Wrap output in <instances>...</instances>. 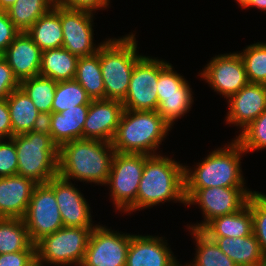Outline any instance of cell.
<instances>
[{"label": "cell", "instance_id": "cell-1", "mask_svg": "<svg viewBox=\"0 0 266 266\" xmlns=\"http://www.w3.org/2000/svg\"><path fill=\"white\" fill-rule=\"evenodd\" d=\"M112 143L95 139H77L59 148L58 175L106 185L114 155Z\"/></svg>", "mask_w": 266, "mask_h": 266}, {"label": "cell", "instance_id": "cell-2", "mask_svg": "<svg viewBox=\"0 0 266 266\" xmlns=\"http://www.w3.org/2000/svg\"><path fill=\"white\" fill-rule=\"evenodd\" d=\"M171 200L186 205L184 166L167 156L149 155L138 186L137 209Z\"/></svg>", "mask_w": 266, "mask_h": 266}, {"label": "cell", "instance_id": "cell-3", "mask_svg": "<svg viewBox=\"0 0 266 266\" xmlns=\"http://www.w3.org/2000/svg\"><path fill=\"white\" fill-rule=\"evenodd\" d=\"M170 128L157 111L124 109L111 143L118 153L155 155Z\"/></svg>", "mask_w": 266, "mask_h": 266}, {"label": "cell", "instance_id": "cell-4", "mask_svg": "<svg viewBox=\"0 0 266 266\" xmlns=\"http://www.w3.org/2000/svg\"><path fill=\"white\" fill-rule=\"evenodd\" d=\"M12 139L18 161L17 175L36 184L48 183L58 175L59 148L45 127L14 135Z\"/></svg>", "mask_w": 266, "mask_h": 266}, {"label": "cell", "instance_id": "cell-5", "mask_svg": "<svg viewBox=\"0 0 266 266\" xmlns=\"http://www.w3.org/2000/svg\"><path fill=\"white\" fill-rule=\"evenodd\" d=\"M134 34L120 39H106L100 44V68L104 81L105 99L123 102L129 88L137 54Z\"/></svg>", "mask_w": 266, "mask_h": 266}, {"label": "cell", "instance_id": "cell-6", "mask_svg": "<svg viewBox=\"0 0 266 266\" xmlns=\"http://www.w3.org/2000/svg\"><path fill=\"white\" fill-rule=\"evenodd\" d=\"M243 153L241 145L233 140L209 154L194 172L184 165L185 188L245 187L240 167Z\"/></svg>", "mask_w": 266, "mask_h": 266}, {"label": "cell", "instance_id": "cell-7", "mask_svg": "<svg viewBox=\"0 0 266 266\" xmlns=\"http://www.w3.org/2000/svg\"><path fill=\"white\" fill-rule=\"evenodd\" d=\"M149 155L114 152L106 184L110 186L115 209L122 212L137 210L138 186Z\"/></svg>", "mask_w": 266, "mask_h": 266}, {"label": "cell", "instance_id": "cell-8", "mask_svg": "<svg viewBox=\"0 0 266 266\" xmlns=\"http://www.w3.org/2000/svg\"><path fill=\"white\" fill-rule=\"evenodd\" d=\"M93 228L63 226L39 240L36 255L46 263L80 266Z\"/></svg>", "mask_w": 266, "mask_h": 266}, {"label": "cell", "instance_id": "cell-9", "mask_svg": "<svg viewBox=\"0 0 266 266\" xmlns=\"http://www.w3.org/2000/svg\"><path fill=\"white\" fill-rule=\"evenodd\" d=\"M245 187L185 188L186 205L198 204L204 221L188 229L201 230L209 221L242 209L252 194Z\"/></svg>", "mask_w": 266, "mask_h": 266}, {"label": "cell", "instance_id": "cell-10", "mask_svg": "<svg viewBox=\"0 0 266 266\" xmlns=\"http://www.w3.org/2000/svg\"><path fill=\"white\" fill-rule=\"evenodd\" d=\"M187 82L182 75L173 71L171 64L159 60L157 112L170 126L190 111L193 96Z\"/></svg>", "mask_w": 266, "mask_h": 266}, {"label": "cell", "instance_id": "cell-11", "mask_svg": "<svg viewBox=\"0 0 266 266\" xmlns=\"http://www.w3.org/2000/svg\"><path fill=\"white\" fill-rule=\"evenodd\" d=\"M22 219L33 244L64 226L54 190L47 183L35 186Z\"/></svg>", "mask_w": 266, "mask_h": 266}, {"label": "cell", "instance_id": "cell-12", "mask_svg": "<svg viewBox=\"0 0 266 266\" xmlns=\"http://www.w3.org/2000/svg\"><path fill=\"white\" fill-rule=\"evenodd\" d=\"M159 59L142 56L134 66L127 95L122 102L124 109L157 111V82Z\"/></svg>", "mask_w": 266, "mask_h": 266}, {"label": "cell", "instance_id": "cell-13", "mask_svg": "<svg viewBox=\"0 0 266 266\" xmlns=\"http://www.w3.org/2000/svg\"><path fill=\"white\" fill-rule=\"evenodd\" d=\"M95 225L80 266H125L132 235Z\"/></svg>", "mask_w": 266, "mask_h": 266}, {"label": "cell", "instance_id": "cell-14", "mask_svg": "<svg viewBox=\"0 0 266 266\" xmlns=\"http://www.w3.org/2000/svg\"><path fill=\"white\" fill-rule=\"evenodd\" d=\"M200 74L214 91L227 99L249 83L243 60L236 52L213 57Z\"/></svg>", "mask_w": 266, "mask_h": 266}, {"label": "cell", "instance_id": "cell-15", "mask_svg": "<svg viewBox=\"0 0 266 266\" xmlns=\"http://www.w3.org/2000/svg\"><path fill=\"white\" fill-rule=\"evenodd\" d=\"M92 18L93 12L61 7L62 47L78 58L94 55L100 48L93 42Z\"/></svg>", "mask_w": 266, "mask_h": 266}, {"label": "cell", "instance_id": "cell-16", "mask_svg": "<svg viewBox=\"0 0 266 266\" xmlns=\"http://www.w3.org/2000/svg\"><path fill=\"white\" fill-rule=\"evenodd\" d=\"M55 193L63 225L65 227L94 228L90 207L79 190L59 175L47 183Z\"/></svg>", "mask_w": 266, "mask_h": 266}, {"label": "cell", "instance_id": "cell-17", "mask_svg": "<svg viewBox=\"0 0 266 266\" xmlns=\"http://www.w3.org/2000/svg\"><path fill=\"white\" fill-rule=\"evenodd\" d=\"M124 111L122 102L116 100H91L83 127V139L111 143Z\"/></svg>", "mask_w": 266, "mask_h": 266}, {"label": "cell", "instance_id": "cell-18", "mask_svg": "<svg viewBox=\"0 0 266 266\" xmlns=\"http://www.w3.org/2000/svg\"><path fill=\"white\" fill-rule=\"evenodd\" d=\"M228 99L227 124L243 130L266 110V85L248 83Z\"/></svg>", "mask_w": 266, "mask_h": 266}, {"label": "cell", "instance_id": "cell-19", "mask_svg": "<svg viewBox=\"0 0 266 266\" xmlns=\"http://www.w3.org/2000/svg\"><path fill=\"white\" fill-rule=\"evenodd\" d=\"M2 57L7 61L19 82L39 75L42 50L27 32H20Z\"/></svg>", "mask_w": 266, "mask_h": 266}, {"label": "cell", "instance_id": "cell-20", "mask_svg": "<svg viewBox=\"0 0 266 266\" xmlns=\"http://www.w3.org/2000/svg\"><path fill=\"white\" fill-rule=\"evenodd\" d=\"M162 237L132 235L125 266H179Z\"/></svg>", "mask_w": 266, "mask_h": 266}, {"label": "cell", "instance_id": "cell-21", "mask_svg": "<svg viewBox=\"0 0 266 266\" xmlns=\"http://www.w3.org/2000/svg\"><path fill=\"white\" fill-rule=\"evenodd\" d=\"M37 184L23 176L0 177V218H23Z\"/></svg>", "mask_w": 266, "mask_h": 266}, {"label": "cell", "instance_id": "cell-22", "mask_svg": "<svg viewBox=\"0 0 266 266\" xmlns=\"http://www.w3.org/2000/svg\"><path fill=\"white\" fill-rule=\"evenodd\" d=\"M89 105H78L62 112H52L45 118V128L60 148L65 143L83 139V127Z\"/></svg>", "mask_w": 266, "mask_h": 266}, {"label": "cell", "instance_id": "cell-23", "mask_svg": "<svg viewBox=\"0 0 266 266\" xmlns=\"http://www.w3.org/2000/svg\"><path fill=\"white\" fill-rule=\"evenodd\" d=\"M6 100L12 124V137L45 127L44 116L21 88L14 90Z\"/></svg>", "mask_w": 266, "mask_h": 266}, {"label": "cell", "instance_id": "cell-24", "mask_svg": "<svg viewBox=\"0 0 266 266\" xmlns=\"http://www.w3.org/2000/svg\"><path fill=\"white\" fill-rule=\"evenodd\" d=\"M237 266H257L266 262L256 236L252 233L247 237H208Z\"/></svg>", "mask_w": 266, "mask_h": 266}, {"label": "cell", "instance_id": "cell-25", "mask_svg": "<svg viewBox=\"0 0 266 266\" xmlns=\"http://www.w3.org/2000/svg\"><path fill=\"white\" fill-rule=\"evenodd\" d=\"M207 237H247L253 233L252 213L248 204L237 212L218 216L201 230Z\"/></svg>", "mask_w": 266, "mask_h": 266}, {"label": "cell", "instance_id": "cell-26", "mask_svg": "<svg viewBox=\"0 0 266 266\" xmlns=\"http://www.w3.org/2000/svg\"><path fill=\"white\" fill-rule=\"evenodd\" d=\"M27 34L42 51L62 47L61 6L55 3L32 25Z\"/></svg>", "mask_w": 266, "mask_h": 266}, {"label": "cell", "instance_id": "cell-27", "mask_svg": "<svg viewBox=\"0 0 266 266\" xmlns=\"http://www.w3.org/2000/svg\"><path fill=\"white\" fill-rule=\"evenodd\" d=\"M77 61L78 57L63 47L44 50L39 75L57 82L74 80Z\"/></svg>", "mask_w": 266, "mask_h": 266}, {"label": "cell", "instance_id": "cell-28", "mask_svg": "<svg viewBox=\"0 0 266 266\" xmlns=\"http://www.w3.org/2000/svg\"><path fill=\"white\" fill-rule=\"evenodd\" d=\"M75 80L92 100L105 99L104 81L100 68V48L94 55L78 58Z\"/></svg>", "mask_w": 266, "mask_h": 266}, {"label": "cell", "instance_id": "cell-29", "mask_svg": "<svg viewBox=\"0 0 266 266\" xmlns=\"http://www.w3.org/2000/svg\"><path fill=\"white\" fill-rule=\"evenodd\" d=\"M36 251L21 218H0V254Z\"/></svg>", "mask_w": 266, "mask_h": 266}, {"label": "cell", "instance_id": "cell-30", "mask_svg": "<svg viewBox=\"0 0 266 266\" xmlns=\"http://www.w3.org/2000/svg\"><path fill=\"white\" fill-rule=\"evenodd\" d=\"M55 3L56 0H17L6 12L20 32H27Z\"/></svg>", "mask_w": 266, "mask_h": 266}, {"label": "cell", "instance_id": "cell-31", "mask_svg": "<svg viewBox=\"0 0 266 266\" xmlns=\"http://www.w3.org/2000/svg\"><path fill=\"white\" fill-rule=\"evenodd\" d=\"M56 86L57 81L40 75L20 82V88L28 95L44 118L52 113Z\"/></svg>", "mask_w": 266, "mask_h": 266}, {"label": "cell", "instance_id": "cell-32", "mask_svg": "<svg viewBox=\"0 0 266 266\" xmlns=\"http://www.w3.org/2000/svg\"><path fill=\"white\" fill-rule=\"evenodd\" d=\"M196 241V256L191 265L186 266H237L225 255L216 243L200 230L190 229Z\"/></svg>", "mask_w": 266, "mask_h": 266}, {"label": "cell", "instance_id": "cell-33", "mask_svg": "<svg viewBox=\"0 0 266 266\" xmlns=\"http://www.w3.org/2000/svg\"><path fill=\"white\" fill-rule=\"evenodd\" d=\"M91 98L81 85L74 80L58 81L52 104V112H62L78 105H89Z\"/></svg>", "mask_w": 266, "mask_h": 266}, {"label": "cell", "instance_id": "cell-34", "mask_svg": "<svg viewBox=\"0 0 266 266\" xmlns=\"http://www.w3.org/2000/svg\"><path fill=\"white\" fill-rule=\"evenodd\" d=\"M249 83L266 85V43H254L240 53Z\"/></svg>", "mask_w": 266, "mask_h": 266}, {"label": "cell", "instance_id": "cell-35", "mask_svg": "<svg viewBox=\"0 0 266 266\" xmlns=\"http://www.w3.org/2000/svg\"><path fill=\"white\" fill-rule=\"evenodd\" d=\"M236 141L245 153L266 148V110L241 131Z\"/></svg>", "mask_w": 266, "mask_h": 266}, {"label": "cell", "instance_id": "cell-36", "mask_svg": "<svg viewBox=\"0 0 266 266\" xmlns=\"http://www.w3.org/2000/svg\"><path fill=\"white\" fill-rule=\"evenodd\" d=\"M247 204L252 213L253 234L266 256V195L253 191Z\"/></svg>", "mask_w": 266, "mask_h": 266}, {"label": "cell", "instance_id": "cell-37", "mask_svg": "<svg viewBox=\"0 0 266 266\" xmlns=\"http://www.w3.org/2000/svg\"><path fill=\"white\" fill-rule=\"evenodd\" d=\"M18 161L15 142L12 138L0 142V177L17 175Z\"/></svg>", "mask_w": 266, "mask_h": 266}, {"label": "cell", "instance_id": "cell-38", "mask_svg": "<svg viewBox=\"0 0 266 266\" xmlns=\"http://www.w3.org/2000/svg\"><path fill=\"white\" fill-rule=\"evenodd\" d=\"M18 88H20V82L7 61L0 55V99H6Z\"/></svg>", "mask_w": 266, "mask_h": 266}, {"label": "cell", "instance_id": "cell-39", "mask_svg": "<svg viewBox=\"0 0 266 266\" xmlns=\"http://www.w3.org/2000/svg\"><path fill=\"white\" fill-rule=\"evenodd\" d=\"M20 31L15 27L8 17L6 11L0 10V55H2L10 43Z\"/></svg>", "mask_w": 266, "mask_h": 266}, {"label": "cell", "instance_id": "cell-40", "mask_svg": "<svg viewBox=\"0 0 266 266\" xmlns=\"http://www.w3.org/2000/svg\"><path fill=\"white\" fill-rule=\"evenodd\" d=\"M110 0H56V4L68 9L93 12L109 5Z\"/></svg>", "mask_w": 266, "mask_h": 266}, {"label": "cell", "instance_id": "cell-41", "mask_svg": "<svg viewBox=\"0 0 266 266\" xmlns=\"http://www.w3.org/2000/svg\"><path fill=\"white\" fill-rule=\"evenodd\" d=\"M35 255L36 251L0 254V266H26Z\"/></svg>", "mask_w": 266, "mask_h": 266}, {"label": "cell", "instance_id": "cell-42", "mask_svg": "<svg viewBox=\"0 0 266 266\" xmlns=\"http://www.w3.org/2000/svg\"><path fill=\"white\" fill-rule=\"evenodd\" d=\"M12 138V124L8 103L6 99H0V138Z\"/></svg>", "mask_w": 266, "mask_h": 266}, {"label": "cell", "instance_id": "cell-43", "mask_svg": "<svg viewBox=\"0 0 266 266\" xmlns=\"http://www.w3.org/2000/svg\"><path fill=\"white\" fill-rule=\"evenodd\" d=\"M256 7L260 10L266 11V0H251V3L246 7Z\"/></svg>", "mask_w": 266, "mask_h": 266}, {"label": "cell", "instance_id": "cell-44", "mask_svg": "<svg viewBox=\"0 0 266 266\" xmlns=\"http://www.w3.org/2000/svg\"><path fill=\"white\" fill-rule=\"evenodd\" d=\"M17 0H0V10L6 11L10 8Z\"/></svg>", "mask_w": 266, "mask_h": 266}, {"label": "cell", "instance_id": "cell-45", "mask_svg": "<svg viewBox=\"0 0 266 266\" xmlns=\"http://www.w3.org/2000/svg\"><path fill=\"white\" fill-rule=\"evenodd\" d=\"M26 266H44V262L37 255H35Z\"/></svg>", "mask_w": 266, "mask_h": 266}, {"label": "cell", "instance_id": "cell-46", "mask_svg": "<svg viewBox=\"0 0 266 266\" xmlns=\"http://www.w3.org/2000/svg\"><path fill=\"white\" fill-rule=\"evenodd\" d=\"M240 7L246 9V7L251 3V0H236Z\"/></svg>", "mask_w": 266, "mask_h": 266}, {"label": "cell", "instance_id": "cell-47", "mask_svg": "<svg viewBox=\"0 0 266 266\" xmlns=\"http://www.w3.org/2000/svg\"><path fill=\"white\" fill-rule=\"evenodd\" d=\"M257 266H266V262H264V263L261 264V265H257Z\"/></svg>", "mask_w": 266, "mask_h": 266}]
</instances>
